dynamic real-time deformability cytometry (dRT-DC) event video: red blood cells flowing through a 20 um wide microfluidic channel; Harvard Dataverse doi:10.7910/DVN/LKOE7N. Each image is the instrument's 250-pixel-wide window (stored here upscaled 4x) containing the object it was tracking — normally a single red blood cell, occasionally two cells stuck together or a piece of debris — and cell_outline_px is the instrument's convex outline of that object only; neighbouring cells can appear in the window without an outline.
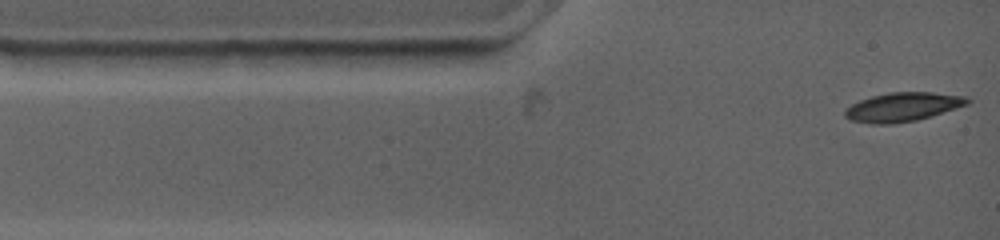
{"species": "common noctule bat (a hibernating species)", "species_latin": "Nyctalus noctula", "temperature_condition": "warm", "stored_images_in_passage": 7, "camera_frame_rate_fps": 4500, "um_per_image_px": 0.085, "animal": {"sex": "female", "body_mass_g": 19.0, "forearm_length_mm": 53.3}, "frame": {"image": 1, "passage_image": 1, "time_ms": 0.0, "image_size_px": [1000, 240], "cell_outline_px": [[972, 100], [968, 104], [932, 116], [916, 120], [892, 124], [872, 124], [848, 120], [844, 116], [844, 112], [852, 104], [860, 100], [872, 96], [888, 92], [932, 92], [968, 96]], "centroid_in_image_um": [76.75, 9.09], "position_along_channel_um": 8.2, "area_um2": 20.81}}